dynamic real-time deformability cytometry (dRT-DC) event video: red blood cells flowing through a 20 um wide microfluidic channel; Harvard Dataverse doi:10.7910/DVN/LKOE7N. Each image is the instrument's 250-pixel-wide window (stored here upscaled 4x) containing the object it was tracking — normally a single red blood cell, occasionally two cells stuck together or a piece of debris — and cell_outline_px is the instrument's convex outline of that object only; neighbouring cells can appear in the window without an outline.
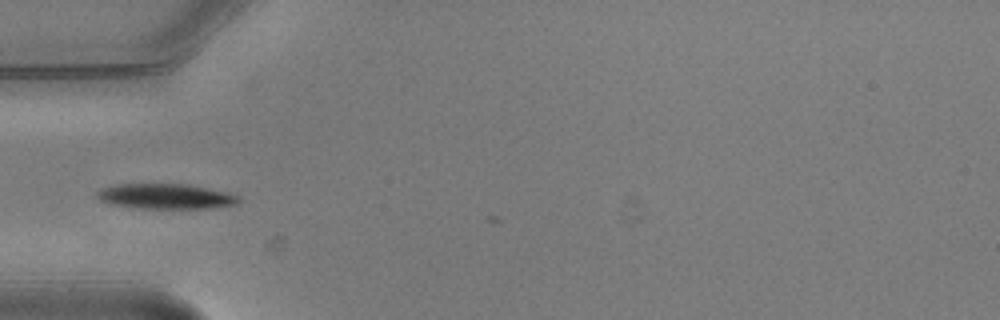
{"species": "common noctule bat (a hibernating species)", "species_latin": "Nyctalus noctula", "temperature_condition": "warm", "stored_images_in_passage": 1, "camera_frame_rate_fps": 3000, "um_per_image_px": 0.085, "animal": {"sex": "male", "body_mass_g": 20.5, "forearm_length_mm": 52.5}, "frame": {"image": 1, "passage_image": 1, "time_ms": 0.0, "image_size_px": [1000, 320], "cell_outline_px": [[240, 200], [236, 204], [208, 208], [136, 208], [112, 204], [100, 200], [96, 196], [96, 192], [100, 188], [116, 184], [188, 184], [228, 192], [240, 196]], "centroid_in_image_um": [14.07, 16.68], "position_along_channel_um": 70.9, "area_um2": 20.81}}